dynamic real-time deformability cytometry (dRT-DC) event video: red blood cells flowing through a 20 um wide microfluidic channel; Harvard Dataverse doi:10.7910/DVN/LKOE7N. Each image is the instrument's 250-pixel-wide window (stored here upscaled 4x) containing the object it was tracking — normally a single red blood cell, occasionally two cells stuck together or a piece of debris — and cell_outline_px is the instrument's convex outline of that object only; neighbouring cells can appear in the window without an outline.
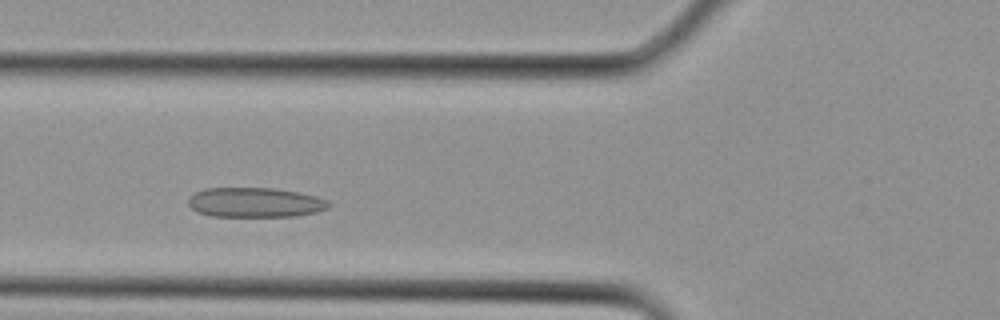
{"species": "Egyptian fruit bat (a non-hibernating species)", "species_latin": "Rousettus aegyptiacus", "temperature_condition": "cold", "stored_images_in_passage": 25, "camera_frame_rate_fps": 3000, "um_per_image_px": 0.085, "animal": {"sex": "female"}, "frame": {"image": 1, "passage_image": 6, "time_ms": 1.667, "image_size_px": [1000, 320], "cell_outline_px": [[332, 204], [328, 208], [316, 212], [296, 216], [212, 216], [196, 212], [188, 204], [188, 200], [196, 192], [204, 188], [276, 188], [316, 196], [328, 200]], "centroid_in_image_um": [21.7, 17.21], "position_along_channel_um": 104.1, "area_um2": 24.33}}
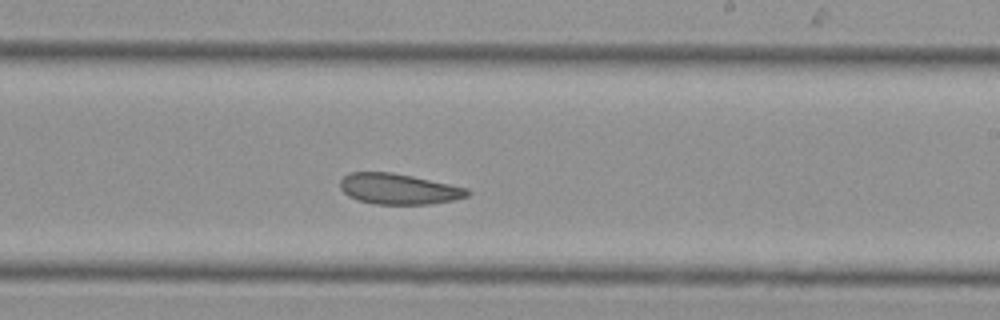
{"frame": {"image": 2, "passage_image": 13, "time_ms": 4.0, "image_size_px": [1000, 320], "cell_outline_px": [[472, 192], [468, 196], [452, 200], [428, 204], [376, 204], [356, 200], [348, 196], [340, 188], [340, 180], [348, 172], [392, 172], [412, 176], [468, 188]], "centroid_in_image_um": [33.86, 16.06], "position_along_channel_um": 255.1, "area_um2": 22.77}}
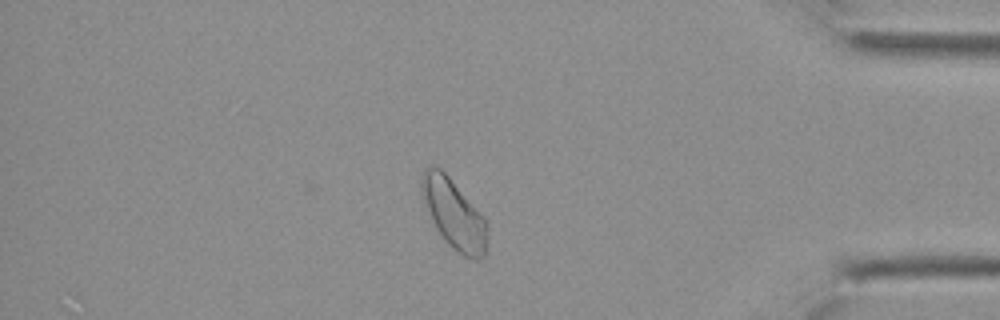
{"frame": {"image": 3, "passage_image": 21, "time_ms": 6.667, "image_size_px": [1000, 320], "cell_outline_px": [[488, 228], [484, 256], [476, 260], [464, 256], [456, 252], [444, 240], [436, 228], [432, 220], [420, 192], [420, 180], [424, 168], [440, 168], [448, 176], [488, 224]], "centroid_in_image_um": [38.56, 18.22], "position_along_channel_um": 396.6, "area_um2": 25.95}}